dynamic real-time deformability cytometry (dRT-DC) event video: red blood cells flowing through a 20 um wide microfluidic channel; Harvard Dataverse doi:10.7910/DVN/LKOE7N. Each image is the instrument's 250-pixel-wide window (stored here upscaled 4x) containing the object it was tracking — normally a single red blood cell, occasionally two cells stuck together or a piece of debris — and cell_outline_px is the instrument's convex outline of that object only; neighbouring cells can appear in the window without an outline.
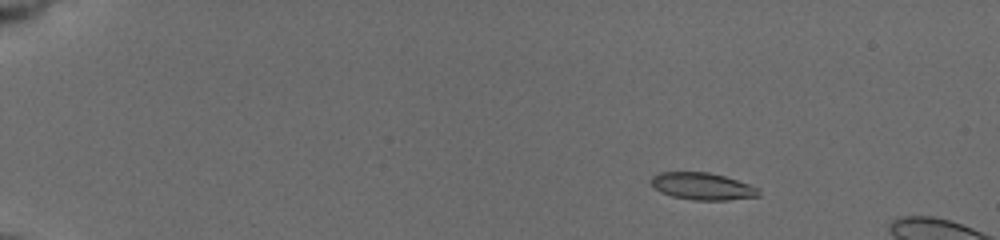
{"species": "common noctule bat (a hibernating species)", "species_latin": "Nyctalus noctula", "temperature_condition": "cold", "stored_images_in_passage": 10, "camera_frame_rate_fps": 3000, "um_per_image_px": 0.085, "animal": {"sex": "female", "body_mass_g": 19.5, "forearm_length_mm": 54.1}, "frame": {"image": 1, "passage_image": 1, "time_ms": 0.0, "image_size_px": [1000, 240], "cell_outline_px": [[760, 196], [728, 200], [692, 200], [672, 196], [660, 192], [652, 188], [652, 176], [660, 172], [708, 172], [724, 176], [760, 188]], "centroid_in_image_um": [59.7, 15.84], "position_along_channel_um": 25.3, "area_um2": 17.05}}